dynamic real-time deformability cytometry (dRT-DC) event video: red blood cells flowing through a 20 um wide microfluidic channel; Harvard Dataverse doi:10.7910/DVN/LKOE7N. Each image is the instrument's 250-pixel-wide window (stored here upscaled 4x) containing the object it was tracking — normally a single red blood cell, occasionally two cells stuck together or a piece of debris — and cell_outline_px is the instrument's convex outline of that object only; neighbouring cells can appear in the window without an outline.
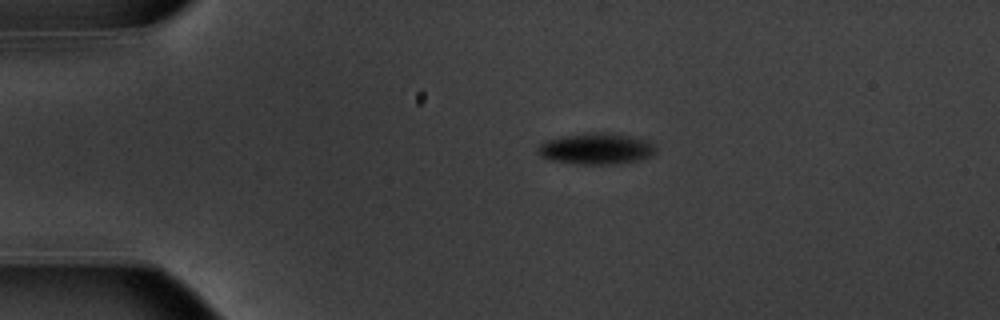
{"species": "common noctule bat (a hibernating species)", "species_latin": "Nyctalus noctula", "temperature_condition": "warm", "stored_images_in_passage": 10, "camera_frame_rate_fps": 3000, "um_per_image_px": 0.085, "animal": {"sex": "male", "body_mass_g": 20.1, "forearm_length_mm": 53.5}, "frame": {"image": 1, "passage_image": 1, "time_ms": 0.0, "image_size_px": [1000, 320], "cell_outline_px": [[656, 152], [652, 156], [620, 164], [576, 164], [552, 160], [540, 156], [536, 152], [536, 148], [544, 140], [560, 136], [584, 132], [612, 132], [652, 140], [656, 144]], "centroid_in_image_um": [50.7, 12.61], "position_along_channel_um": 34.3, "area_um2": 22.2}}
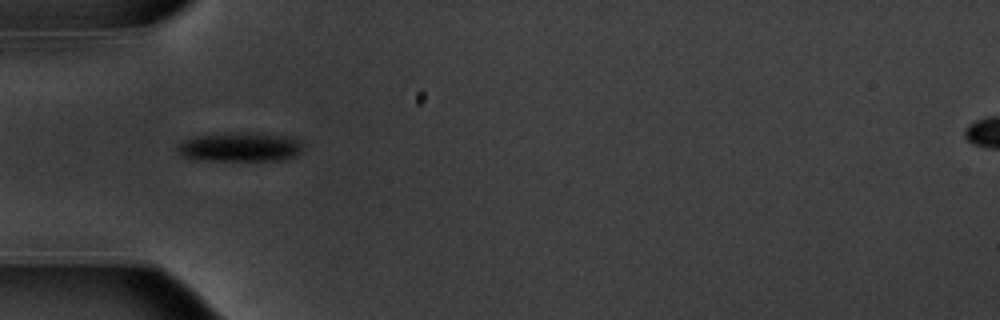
{"frame": {"image": 2, "passage_image": 7, "time_ms": 2.0, "image_size_px": [1000, 320], "cell_outline_px": [[304, 144], [300, 152], [296, 156], [284, 160], [192, 160], [176, 152], [176, 144], [184, 140], [196, 136], [224, 132], [256, 132], [292, 136], [300, 140]], "centroid_in_image_um": [20.41, 12.47], "position_along_channel_um": 64.6, "area_um2": 22.08}}